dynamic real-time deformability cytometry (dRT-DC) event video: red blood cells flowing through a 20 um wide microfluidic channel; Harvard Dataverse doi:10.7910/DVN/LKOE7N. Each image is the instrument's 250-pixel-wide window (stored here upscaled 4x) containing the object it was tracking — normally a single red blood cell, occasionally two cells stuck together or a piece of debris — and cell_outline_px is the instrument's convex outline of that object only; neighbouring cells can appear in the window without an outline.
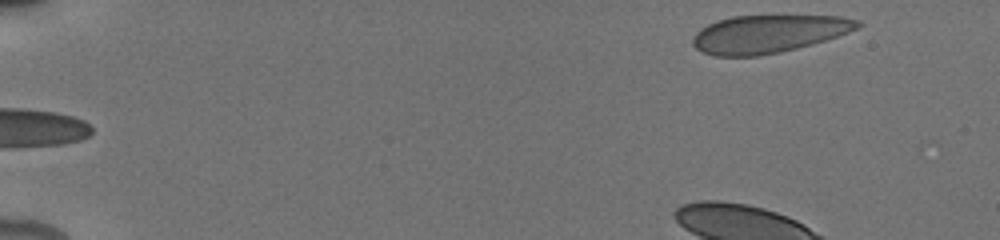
{"species": "human", "species_latin": "Homo sapiens", "temperature_condition": "cold", "stored_images_in_passage": 4, "camera_frame_rate_fps": 3000, "um_per_image_px": 0.085, "donor": {"sex": "male"}, "frame": {"image": 1, "passage_image": 4, "time_ms": 3.667, "image_size_px": [1000, 240], "cell_outline_px": [[864, 24], [860, 28], [812, 44], [780, 52], [756, 56], [716, 56], [704, 52], [696, 48], [692, 44], [692, 40], [696, 32], [700, 28], [716, 20], [732, 16], [840, 16], [860, 20]], "centroid_in_image_um": [65.32, 2.87], "position_along_channel_um": 19.7, "area_um2": 36.3}}